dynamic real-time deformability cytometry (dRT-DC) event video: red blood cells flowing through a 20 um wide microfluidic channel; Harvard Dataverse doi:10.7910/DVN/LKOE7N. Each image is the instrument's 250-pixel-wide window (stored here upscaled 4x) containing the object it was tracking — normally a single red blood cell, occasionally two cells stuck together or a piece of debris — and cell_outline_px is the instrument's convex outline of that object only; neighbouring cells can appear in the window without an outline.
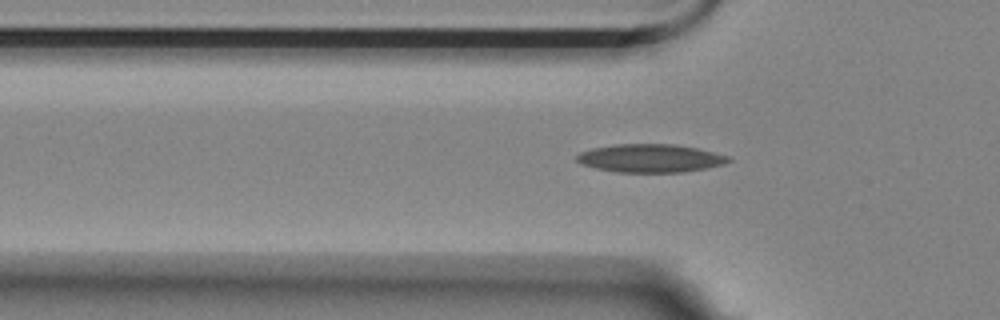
{"species": "Egyptian fruit bat (a non-hibernating species)", "species_latin": "Rousettus aegyptiacus", "temperature_condition": "room temperature", "stored_images_in_passage": 36, "camera_frame_rate_fps": 3000, "um_per_image_px": 0.085, "animal": {"sex": "female"}, "frame": {"image": 1, "passage_image": 3, "time_ms": 0.667, "image_size_px": [1000, 320], "cell_outline_px": [[732, 160], [724, 164], [684, 172], [616, 172], [596, 168], [580, 164], [576, 160], [576, 156], [580, 152], [592, 148], [616, 144], [676, 144], [696, 148], [728, 156]], "centroid_in_image_um": [55.24, 13.45], "position_along_channel_um": 70.6, "area_um2": 24.85}}
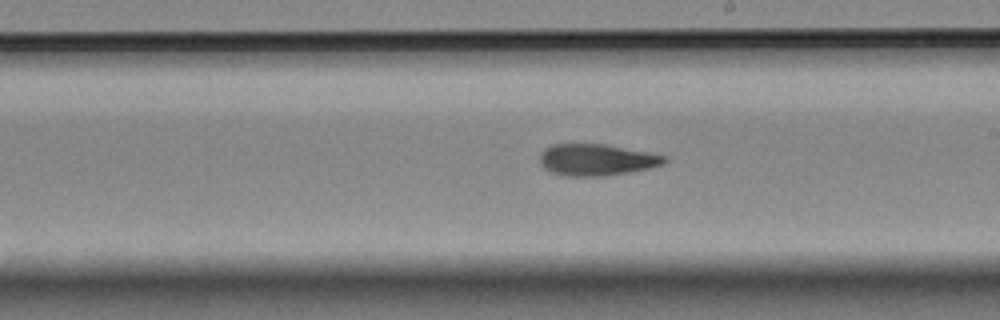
{"frame": {"image": 2, "passage_image": 17, "time_ms": 5.333, "image_size_px": [1000, 320], "cell_outline_px": [[668, 160], [664, 164], [648, 168], [628, 172], [604, 176], [564, 176], [552, 172], [544, 168], [540, 164], [540, 152], [544, 148], [552, 144], [604, 144], [668, 156]], "centroid_in_image_um": [50.68, 13.58], "position_along_channel_um": 238.3, "area_um2": 22.95}}
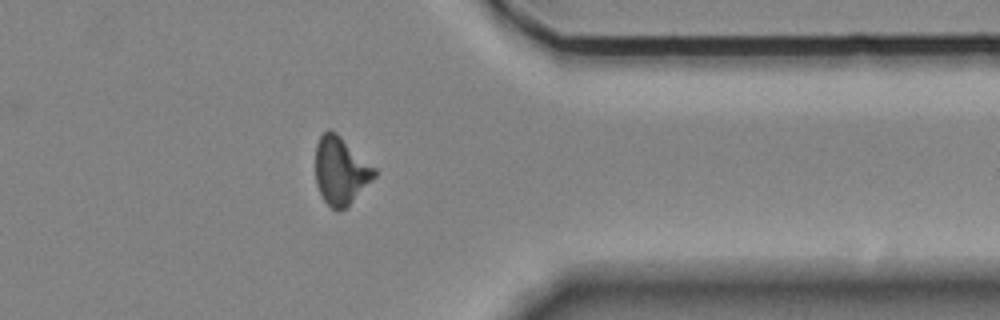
{"frame": {"image": 3, "passage_image": 30, "time_ms": 9.667, "image_size_px": [1000, 320], "cell_outline_px": [[376, 176], [348, 208], [336, 212], [324, 200], [316, 184], [316, 144], [320, 136], [328, 128], [336, 132], [376, 168]], "centroid_in_image_um": [28.97, 14.54], "position_along_channel_um": 382.4, "area_um2": 23.47}}